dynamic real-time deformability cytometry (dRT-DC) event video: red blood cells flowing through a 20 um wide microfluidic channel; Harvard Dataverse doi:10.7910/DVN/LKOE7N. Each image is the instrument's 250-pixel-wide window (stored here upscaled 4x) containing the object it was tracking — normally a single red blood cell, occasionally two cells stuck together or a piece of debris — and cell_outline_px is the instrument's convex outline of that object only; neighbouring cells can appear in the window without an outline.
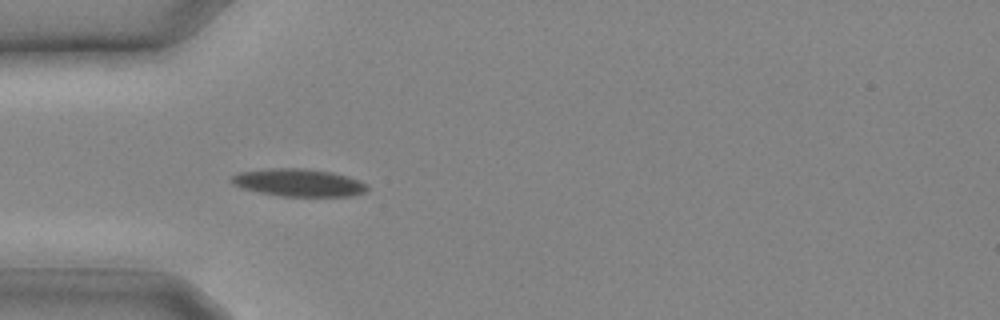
{"species": "common noctule bat (a hibernating species)", "species_latin": "Nyctalus noctula", "temperature_condition": "cold", "stored_images_in_passage": 22, "camera_frame_rate_fps": 3000, "um_per_image_px": 0.085, "animal": {"sex": "male", "body_mass_g": 20.4}, "frame": {"image": 1, "passage_image": 4, "time_ms": 1.0, "image_size_px": [1000, 320], "cell_outline_px": [[368, 192], [352, 196], [280, 196], [260, 192], [244, 188], [232, 184], [232, 176], [240, 172], [268, 168], [304, 168], [332, 172], [348, 176], [360, 180], [368, 184]], "centroid_in_image_um": [25.46, 15.52], "position_along_channel_um": 59.5, "area_um2": 21.91}}
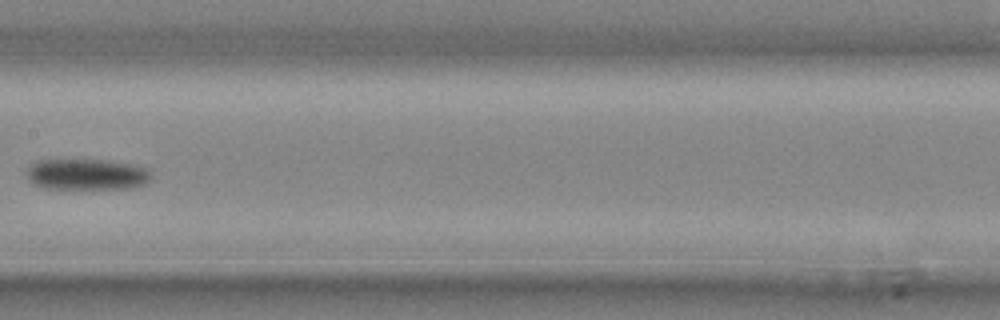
{"frame": {"image": 2, "passage_image": 10, "time_ms": 3.0, "image_size_px": [1000, 320], "cell_outline_px": [[148, 180], [144, 184], [132, 188], [44, 188], [28, 180], [28, 168], [36, 160], [104, 160], [132, 164], [144, 168], [148, 172]], "centroid_in_image_um": [7.33, 14.82], "position_along_channel_um": 200.1, "area_um2": 22.02}}
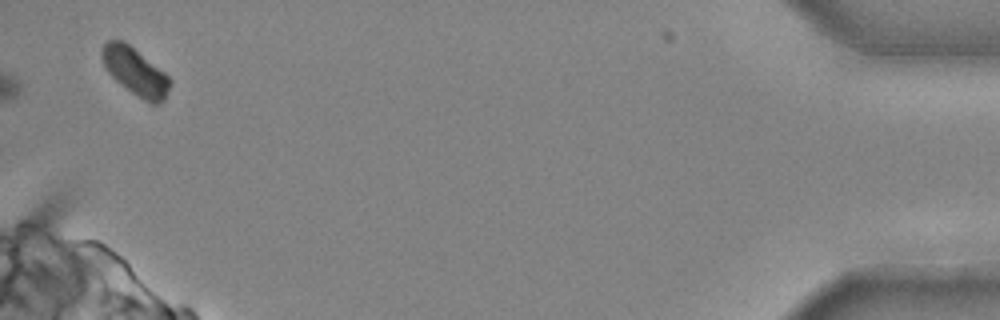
{"frame": {"image": 3, "passage_image": 22, "time_ms": 7.0, "image_size_px": [1000, 320], "cell_outline_px": [[172, 84], [164, 100], [156, 104], [152, 104], [144, 100], [120, 84], [104, 68], [100, 56], [100, 48], [108, 40], [124, 40], [164, 72], [172, 80]], "centroid_in_image_um": [11.48, 6.06], "position_along_channel_um": 423.7, "area_um2": 18.9}}